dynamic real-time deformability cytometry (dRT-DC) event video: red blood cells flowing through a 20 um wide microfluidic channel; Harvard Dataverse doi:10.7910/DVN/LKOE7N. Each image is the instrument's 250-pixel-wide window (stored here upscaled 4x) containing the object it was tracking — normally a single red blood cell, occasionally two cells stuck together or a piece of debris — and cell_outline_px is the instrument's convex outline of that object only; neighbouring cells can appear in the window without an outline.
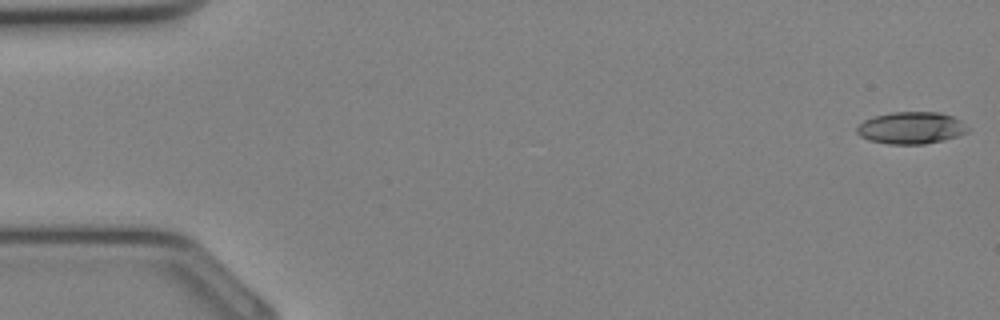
{"species": "Egyptian fruit bat (a non-hibernating species)", "species_latin": "Rousettus aegyptiacus", "temperature_condition": "cold", "stored_images_in_passage": 34, "camera_frame_rate_fps": 3000, "um_per_image_px": 0.085, "animal": {"sex": "female"}, "frame": {"image": 1, "passage_image": 1, "time_ms": 0.0, "image_size_px": [1000, 320], "cell_outline_px": [[968, 132], [944, 140], [924, 144], [888, 144], [868, 140], [860, 136], [856, 132], [856, 128], [864, 120], [876, 116], [892, 112], [940, 112], [952, 116], [960, 120], [968, 128]], "centroid_in_image_um": [77.44, 10.87], "position_along_channel_um": 7.6, "area_um2": 20.63}}
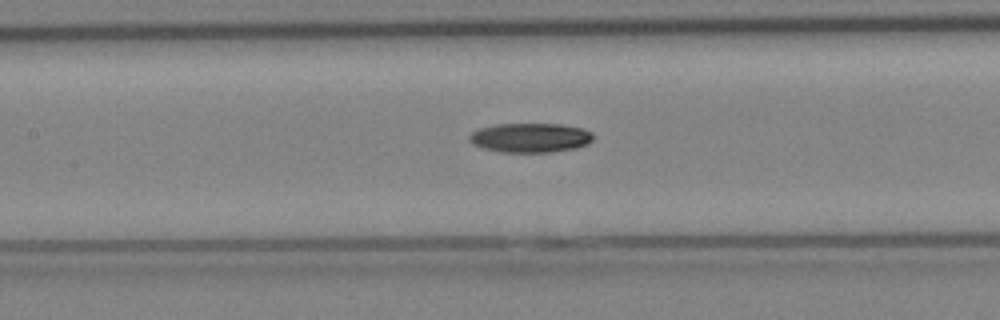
{"frame": {"image": 2, "passage_image": 16, "time_ms": 5.0, "image_size_px": [1000, 320], "cell_outline_px": [[592, 140], [588, 144], [576, 148], [552, 152], [500, 152], [484, 148], [472, 144], [468, 140], [468, 136], [472, 132], [480, 128], [496, 124], [560, 124], [584, 128], [592, 132]], "centroid_in_image_um": [45.08, 11.7], "position_along_channel_um": 162.3, "area_um2": 21.33}}
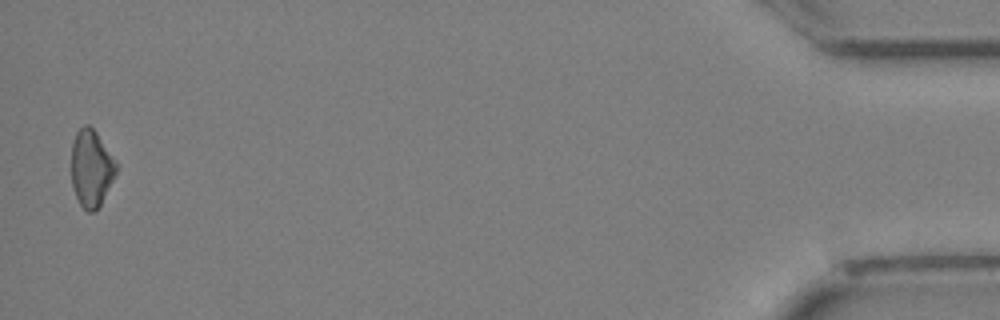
{"frame": {"image": 3, "passage_image": 34, "time_ms": 11.0, "image_size_px": [1000, 320], "cell_outline_px": [[116, 172], [100, 204], [92, 212], [88, 212], [80, 204], [76, 196], [72, 184], [72, 144], [76, 132], [84, 124], [88, 124], [96, 132], [116, 160]], "centroid_in_image_um": [7.75, 14.27], "position_along_channel_um": 427.5, "area_um2": 19.71}}